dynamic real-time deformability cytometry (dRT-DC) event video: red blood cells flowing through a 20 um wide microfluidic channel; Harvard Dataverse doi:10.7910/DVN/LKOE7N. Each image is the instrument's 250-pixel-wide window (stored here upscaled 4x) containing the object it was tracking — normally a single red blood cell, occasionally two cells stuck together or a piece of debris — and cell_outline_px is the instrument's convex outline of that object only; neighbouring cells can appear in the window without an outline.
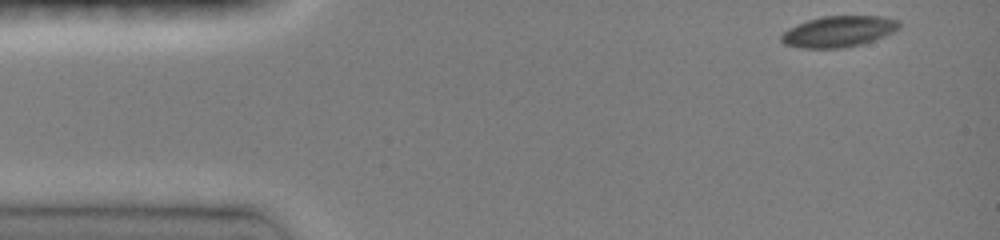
{"species": "common noctule bat (a hibernating species)", "species_latin": "Nyctalus noctula", "temperature_condition": "room temperature", "stored_images_in_passage": 12, "camera_frame_rate_fps": 3000, "um_per_image_px": 0.085, "animal": {"sex": "female", "body_mass_g": 19.0, "forearm_length_mm": 51.5}, "frame": {"image": 1, "passage_image": 1, "time_ms": 0.0, "image_size_px": [1000, 240], "cell_outline_px": [[900, 28], [884, 36], [864, 44], [844, 48], [800, 48], [784, 44], [780, 40], [780, 36], [788, 28], [796, 24], [820, 16], [884, 16], [900, 20]], "centroid_in_image_um": [71.28, 2.67], "position_along_channel_um": 13.7, "area_um2": 21.62}}
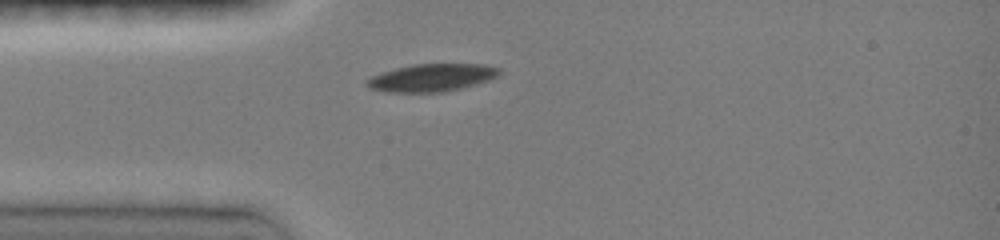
{"frame": {"image": 2, "passage_image": 7, "time_ms": 3.0, "image_size_px": [1000, 240], "cell_outline_px": [[500, 76], [492, 80], [444, 92], [384, 92], [368, 88], [364, 84], [364, 80], [372, 76], [396, 68], [412, 64], [484, 64], [500, 68]], "centroid_in_image_um": [36.7, 6.6], "position_along_channel_um": 48.3, "area_um2": 21.56}}